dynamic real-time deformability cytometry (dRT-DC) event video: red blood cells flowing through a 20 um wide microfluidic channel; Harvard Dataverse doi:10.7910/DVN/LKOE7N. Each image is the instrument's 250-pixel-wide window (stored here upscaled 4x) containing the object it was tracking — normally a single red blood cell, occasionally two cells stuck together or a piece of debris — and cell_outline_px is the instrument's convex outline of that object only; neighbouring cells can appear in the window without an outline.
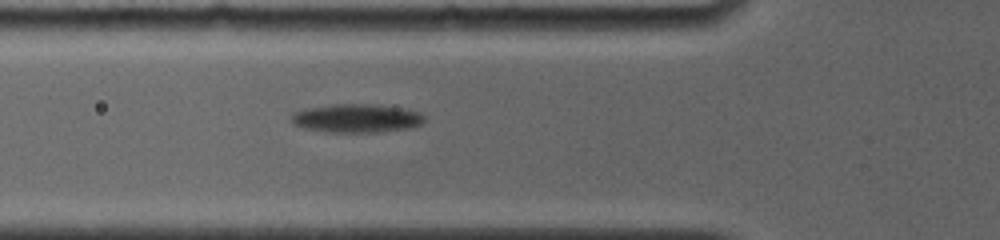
{"species": "common noctule bat (a hibernating species)", "species_latin": "Nyctalus noctula", "temperature_condition": "room temperature", "stored_images_in_passage": 38, "camera_frame_rate_fps": 4000, "um_per_image_px": 0.085, "animal": {"sex": "female", "body_mass_g": 19.0, "forearm_length_mm": 56.7}, "frame": {"image": 1, "passage_image": 8, "time_ms": 2.75, "image_size_px": [1000, 240], "cell_outline_px": [[424, 120], [420, 124], [408, 128], [380, 132], [324, 132], [304, 128], [292, 124], [292, 112], [304, 108], [332, 104], [376, 104], [400, 108], [420, 112], [424, 116]], "centroid_in_image_um": [30.25, 10.05], "position_along_channel_um": 95.5, "area_um2": 22.25}}
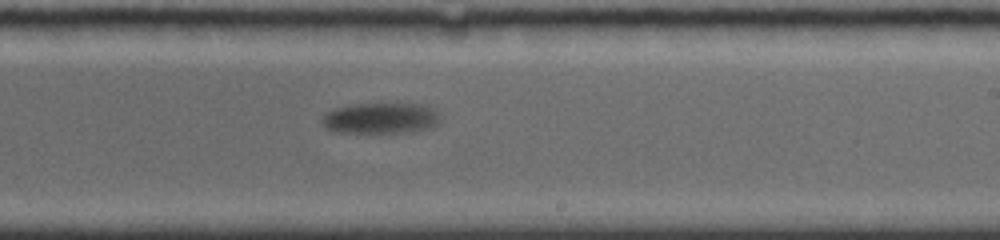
{"frame": {"image": 2, "passage_image": 25, "time_ms": 7.5, "image_size_px": [1000, 240], "cell_outline_px": [[444, 120], [428, 128], [412, 132], [336, 132], [324, 128], [320, 120], [328, 112], [336, 108], [360, 104], [420, 104], [432, 108]], "centroid_in_image_um": [32.37, 10.06], "position_along_channel_um": 256.6, "area_um2": 21.1}}
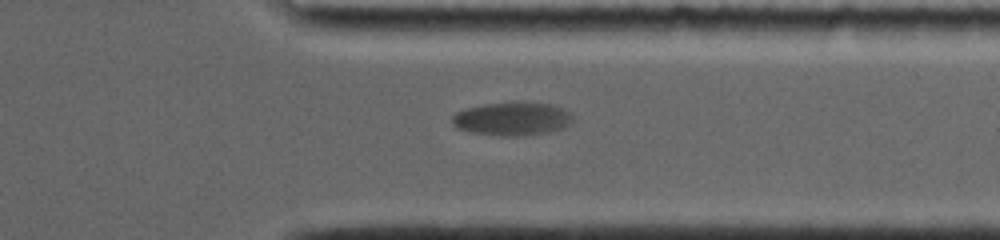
{"frame": {"image": 3, "passage_image": 37, "time_ms": 10.75, "image_size_px": [1000, 240], "cell_outline_px": [[572, 124], [564, 128], [548, 132], [524, 136], [500, 136], [472, 132], [456, 128], [452, 124], [452, 116], [456, 112], [468, 108], [484, 104], [516, 100], [552, 104], [564, 108], [572, 116]], "centroid_in_image_um": [43.56, 10.08], "position_along_channel_um": 367.8, "area_um2": 24.04}}